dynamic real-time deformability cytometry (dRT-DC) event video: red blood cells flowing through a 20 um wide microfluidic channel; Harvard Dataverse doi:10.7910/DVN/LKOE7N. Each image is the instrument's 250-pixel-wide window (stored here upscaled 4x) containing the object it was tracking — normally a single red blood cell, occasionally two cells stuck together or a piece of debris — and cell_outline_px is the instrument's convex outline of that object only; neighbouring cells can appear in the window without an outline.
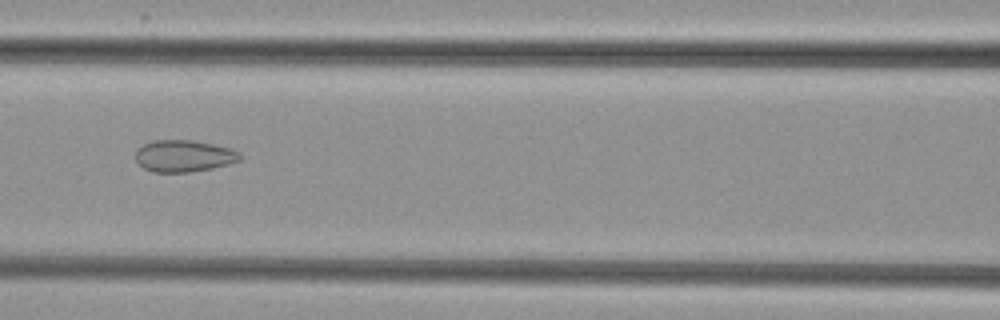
{"species": "common noctule bat (a hibernating species)", "species_latin": "Nyctalus noctula", "temperature_condition": "cold", "stored_images_in_passage": 53, "camera_frame_rate_fps": 3000, "um_per_image_px": 0.085, "animal": {"sex": "female", "body_mass_g": 29.2, "forearm_length_mm": 56.3}, "frame": {"image": 1, "passage_image": 24, "time_ms": 7.667, "image_size_px": [1000, 320], "cell_outline_px": [[240, 160], [228, 164], [212, 168], [192, 172], [152, 172], [144, 168], [136, 160], [136, 148], [152, 140], [192, 140], [232, 148], [240, 152]], "centroid_in_image_um": [15.62, 13.25], "position_along_channel_um": 151.0, "area_um2": 19.42}}
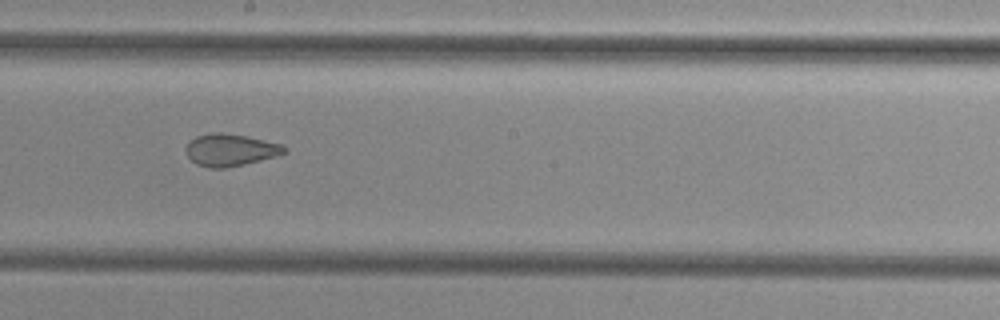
{"frame": {"image": 2, "passage_image": 30, "time_ms": 9.667, "image_size_px": [1000, 320], "cell_outline_px": [[288, 152], [276, 156], [244, 164], [224, 168], [208, 168], [196, 164], [188, 156], [184, 148], [196, 136], [212, 132], [220, 132], [248, 136], [280, 144], [288, 148]], "centroid_in_image_um": [19.58, 12.74], "position_along_channel_um": 228.6, "area_um2": 18.44}}
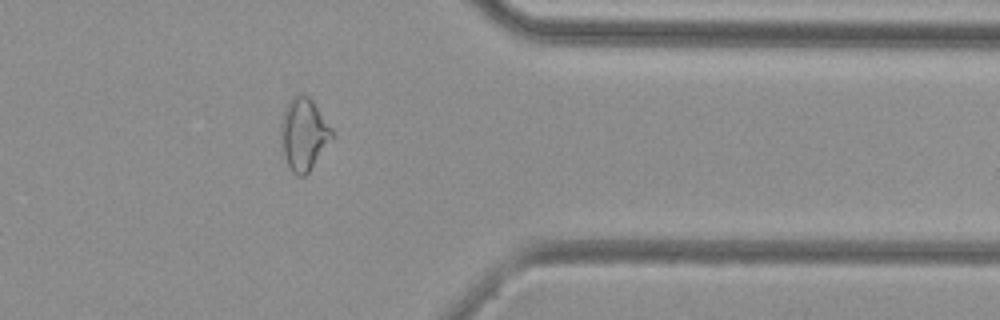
{"frame": {"image": 3, "passage_image": 43, "time_ms": 14.0, "image_size_px": [1000, 320], "cell_outline_px": [[332, 136], [308, 172], [304, 176], [296, 176], [292, 172], [284, 156], [280, 140], [280, 124], [284, 112], [292, 96], [300, 92], [308, 96], [312, 100], [332, 128]], "centroid_in_image_um": [25.78, 11.37], "position_along_channel_um": 385.6, "area_um2": 21.1}}